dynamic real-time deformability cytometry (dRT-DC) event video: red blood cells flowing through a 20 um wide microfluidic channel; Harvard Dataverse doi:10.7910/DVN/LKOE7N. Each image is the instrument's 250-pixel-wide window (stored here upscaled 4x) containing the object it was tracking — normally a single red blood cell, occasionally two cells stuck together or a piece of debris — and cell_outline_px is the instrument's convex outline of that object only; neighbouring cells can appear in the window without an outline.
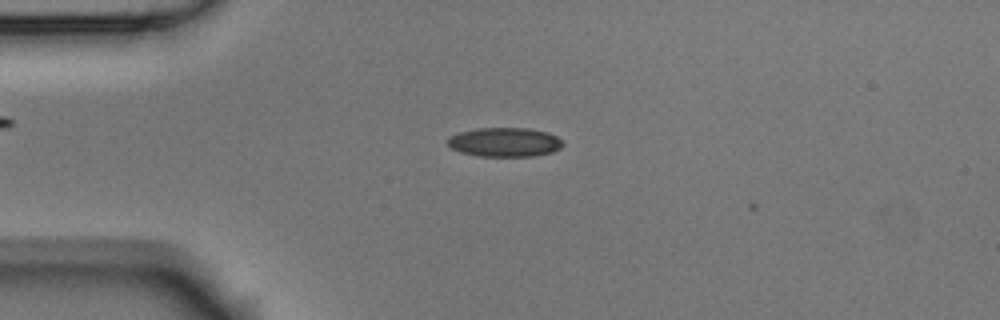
{"species": "Egyptian fruit bat (a non-hibernating species)", "species_latin": "Rousettus aegyptiacus", "temperature_condition": "room temperature", "stored_images_in_passage": 2, "camera_frame_rate_fps": 3000, "um_per_image_px": 0.085, "animal": {"sex": "male"}, "frame": {"image": 1, "passage_image": 1, "time_ms": 0.0, "image_size_px": [1000, 320], "cell_outline_px": [[564, 144], [560, 148], [552, 152], [532, 156], [480, 156], [460, 152], [452, 148], [448, 144], [448, 136], [460, 132], [476, 128], [528, 128], [548, 132], [556, 136]], "centroid_in_image_um": [42.89, 12.08], "position_along_channel_um": 42.1, "area_um2": 19.54}}